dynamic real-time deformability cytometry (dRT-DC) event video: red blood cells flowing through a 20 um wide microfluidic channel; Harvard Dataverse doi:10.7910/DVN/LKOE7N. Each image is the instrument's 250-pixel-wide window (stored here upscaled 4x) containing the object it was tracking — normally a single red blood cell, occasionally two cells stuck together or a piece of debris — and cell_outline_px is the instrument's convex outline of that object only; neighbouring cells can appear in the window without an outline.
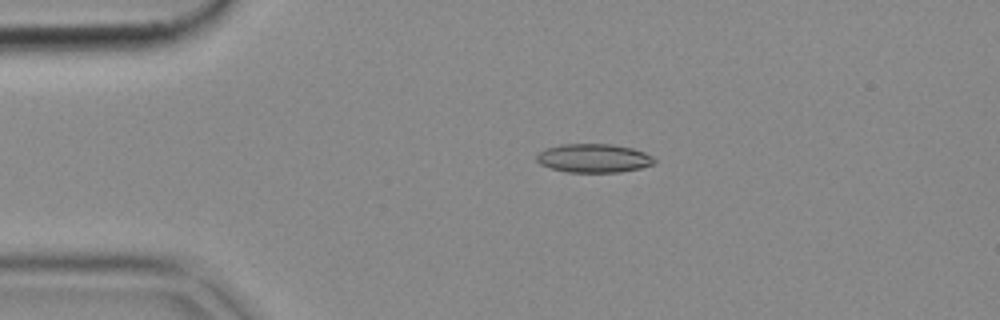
{"species": "common noctule bat (a hibernating species)", "species_latin": "Nyctalus noctula", "temperature_condition": "cold", "stored_images_in_passage": 42, "camera_frame_rate_fps": 3000, "um_per_image_px": 0.085, "animal": {"sex": "female", "body_mass_g": 18.4}, "frame": {"image": 1, "passage_image": 1, "time_ms": 0.0, "image_size_px": [1000, 320], "cell_outline_px": [[656, 164], [640, 168], [620, 172], [568, 172], [548, 168], [540, 164], [536, 160], [536, 156], [544, 148], [560, 144], [612, 144], [632, 148], [644, 152], [652, 156], [656, 160]], "centroid_in_image_um": [50.46, 13.44], "position_along_channel_um": 34.5, "area_um2": 19.88}}
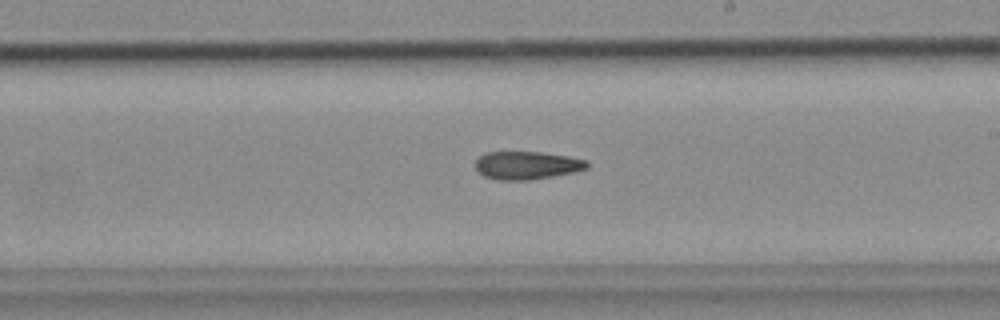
{"frame": {"image": 2, "passage_image": 20, "time_ms": 6.333, "image_size_px": [1000, 320], "cell_outline_px": [[588, 168], [576, 172], [528, 180], [500, 180], [484, 176], [476, 168], [476, 160], [484, 152], [540, 152], [568, 156], [588, 160]], "centroid_in_image_um": [44.81, 14.05], "position_along_channel_um": 244.2, "area_um2": 18.21}}
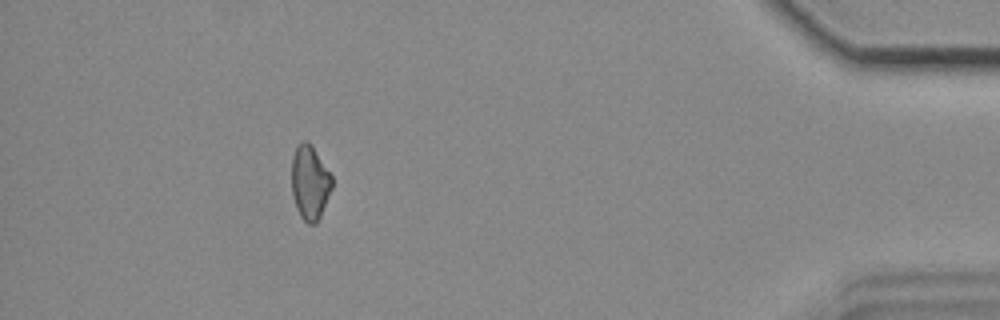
{"frame": {"image": 3, "passage_image": 37, "time_ms": 12.0, "image_size_px": [1000, 320], "cell_outline_px": [[332, 188], [320, 216], [316, 224], [308, 224], [300, 216], [296, 208], [292, 196], [292, 156], [300, 140], [308, 140], [312, 144], [332, 176]], "centroid_in_image_um": [26.33, 15.49], "position_along_channel_um": 408.9, "area_um2": 17.63}}